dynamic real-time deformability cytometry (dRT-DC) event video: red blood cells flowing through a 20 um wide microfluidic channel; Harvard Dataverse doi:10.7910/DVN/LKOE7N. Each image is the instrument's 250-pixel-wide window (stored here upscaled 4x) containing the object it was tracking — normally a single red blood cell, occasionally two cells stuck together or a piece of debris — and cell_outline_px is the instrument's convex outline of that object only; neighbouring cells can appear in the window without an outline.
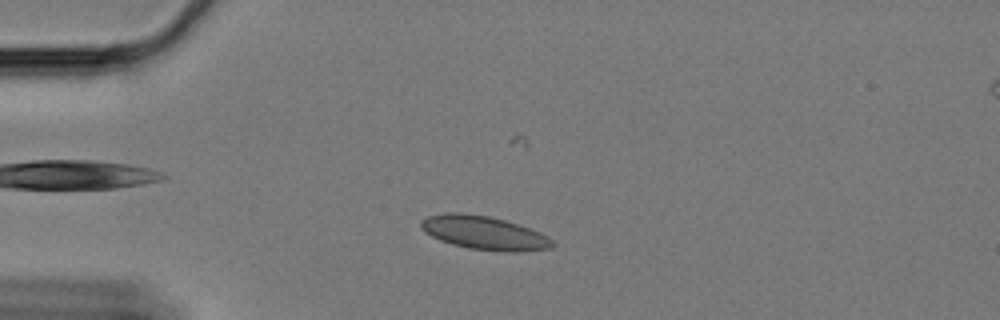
{"species": "Egyptian fruit bat (a non-hibernating species)", "species_latin": "Rousettus aegyptiacus", "temperature_condition": "cold", "stored_images_in_passage": 44, "camera_frame_rate_fps": 3000, "um_per_image_px": 0.085, "animal": {"sex": "female"}, "frame": {"image": 1, "passage_image": 7, "time_ms": 2.0, "image_size_px": [1000, 320], "cell_outline_px": [[556, 244], [552, 248], [516, 252], [508, 252], [468, 248], [452, 244], [440, 240], [424, 232], [420, 228], [420, 220], [428, 216], [444, 212], [460, 212], [488, 216], [504, 220], [540, 232], [548, 236]], "centroid_in_image_um": [41.13, 19.79], "position_along_channel_um": 43.9, "area_um2": 25.78}}
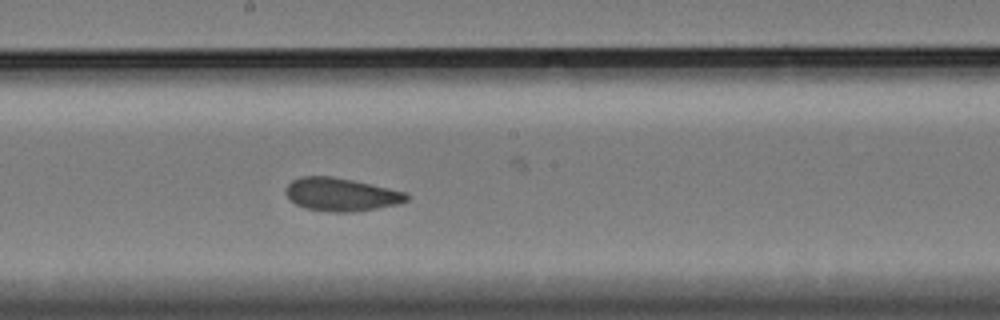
{"frame": {"image": 2, "passage_image": 25, "time_ms": 8.0, "image_size_px": [1000, 320], "cell_outline_px": [[408, 200], [396, 204], [376, 208], [352, 212], [328, 212], [304, 208], [296, 204], [284, 192], [288, 184], [292, 180], [304, 176], [332, 176], [372, 184], [408, 192]], "centroid_in_image_um": [28.99, 16.53], "position_along_channel_um": 219.2, "area_um2": 23.29}}
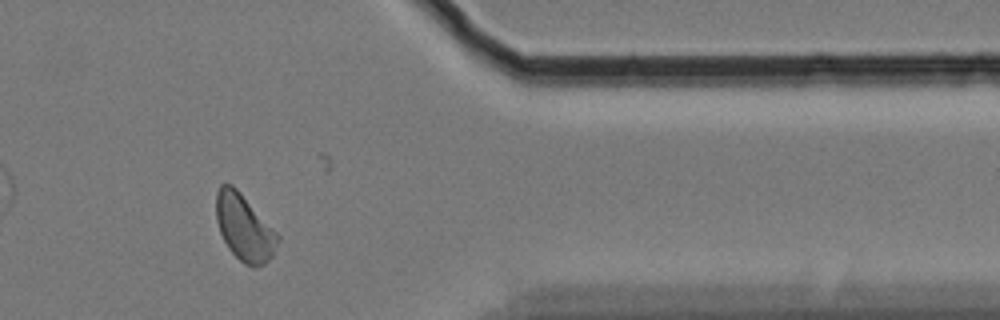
{"frame": {"image": 3, "passage_image": 42, "time_ms": 13.667, "image_size_px": [1000, 320], "cell_outline_px": [[280, 240], [272, 256], [264, 264], [256, 268], [244, 264], [228, 248], [220, 232], [216, 220], [216, 192], [220, 184], [232, 184], [240, 192], [280, 236]], "centroid_in_image_um": [20.76, 19.35], "position_along_channel_um": 390.6, "area_um2": 23.7}, "authors_computed_cell_mechanics": {"area_um2": 23.5246, "velocity_mm_per_s": 3.3261, "shape_relaxation_time_tau1_ms": null, "shape_relaxation_time_tau2_ms": 2.0946, "deformation_change_tau1": null, "deformation_change_tau2": 0.0816}}